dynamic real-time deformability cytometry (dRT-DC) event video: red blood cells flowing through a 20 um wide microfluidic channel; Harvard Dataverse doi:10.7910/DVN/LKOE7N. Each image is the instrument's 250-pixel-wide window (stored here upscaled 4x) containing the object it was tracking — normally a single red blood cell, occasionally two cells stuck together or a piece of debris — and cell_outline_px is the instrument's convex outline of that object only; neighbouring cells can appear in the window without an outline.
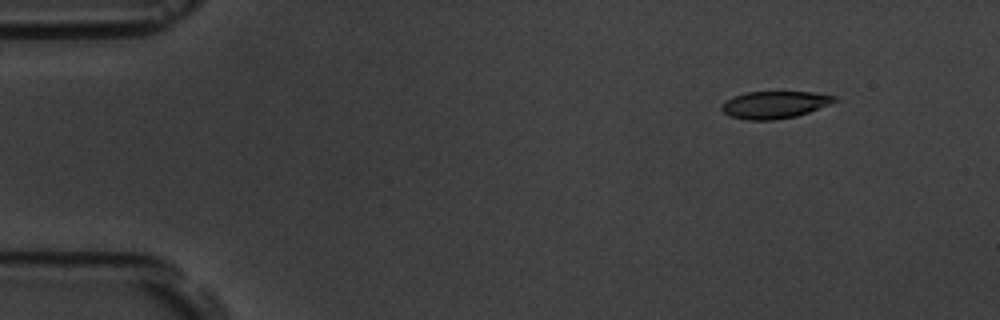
{"species": "common noctule bat (a hibernating species)", "species_latin": "Nyctalus noctula", "temperature_condition": "room temperature", "stored_images_in_passage": 4, "camera_frame_rate_fps": 3000, "um_per_image_px": 0.085, "animal": {"sex": "male", "body_mass_g": 19.5, "forearm_length_mm": 54.6}, "frame": {"image": 1, "passage_image": 2, "time_ms": 1.0, "image_size_px": [1000, 320], "cell_outline_px": [[840, 100], [808, 112], [796, 116], [772, 120], [748, 120], [732, 116], [724, 112], [720, 108], [720, 104], [724, 100], [748, 92], [812, 92], [836, 96]], "centroid_in_image_um": [65.84, 8.9], "position_along_channel_um": 19.2, "area_um2": 17.8}}